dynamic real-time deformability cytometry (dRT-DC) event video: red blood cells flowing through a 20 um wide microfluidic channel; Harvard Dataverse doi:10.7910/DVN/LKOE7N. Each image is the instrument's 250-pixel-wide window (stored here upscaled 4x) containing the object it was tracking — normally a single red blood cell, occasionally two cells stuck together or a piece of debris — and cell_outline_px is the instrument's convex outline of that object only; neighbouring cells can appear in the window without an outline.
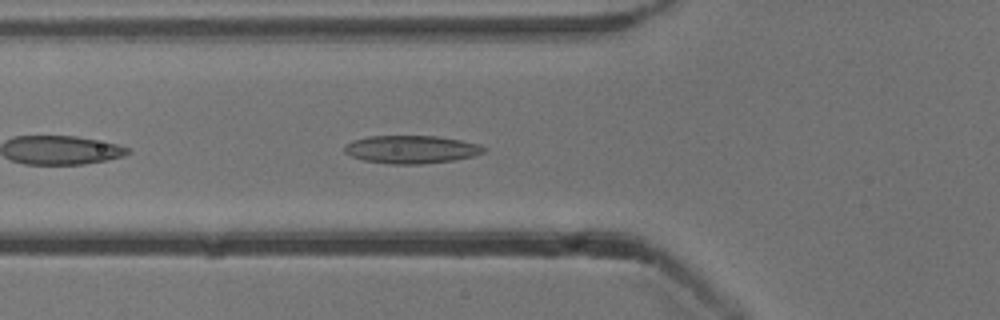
{"species": "common noctule bat (a hibernating species)", "species_latin": "Nyctalus noctula", "temperature_condition": "cold", "stored_images_in_passage": 19, "camera_frame_rate_fps": 3000, "um_per_image_px": 0.085, "animal": {"sex": "male", "body_mass_g": 13.3}, "frame": {"image": 1, "passage_image": 5, "time_ms": 1.333, "image_size_px": [1000, 320], "cell_outline_px": [[488, 148], [484, 152], [472, 156], [452, 160], [420, 164], [388, 164], [364, 160], [352, 156], [344, 152], [344, 148], [352, 140], [368, 136], [436, 136], [460, 140], [480, 144]], "centroid_in_image_um": [34.97, 12.69], "position_along_channel_um": 90.8, "area_um2": 22.6}}
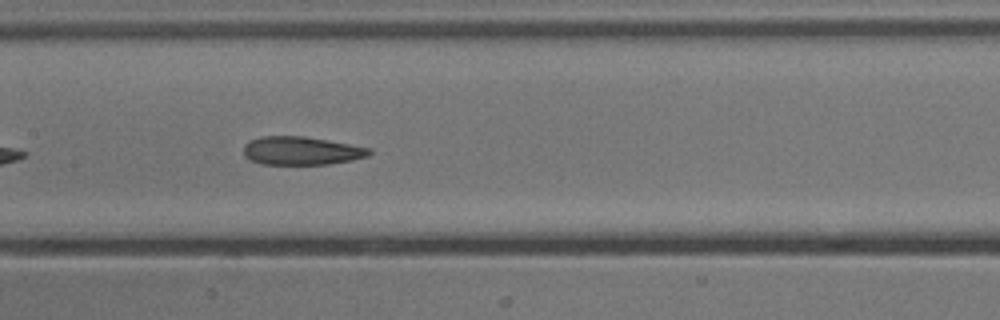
{"frame": {"image": 2, "passage_image": 12, "time_ms": 3.667, "image_size_px": [1000, 320], "cell_outline_px": [[372, 152], [368, 156], [352, 160], [328, 164], [260, 164], [244, 156], [244, 144], [248, 140], [260, 136], [304, 136], [372, 148]], "centroid_in_image_um": [25.6, 12.81], "position_along_channel_um": 181.8, "area_um2": 20.81}}
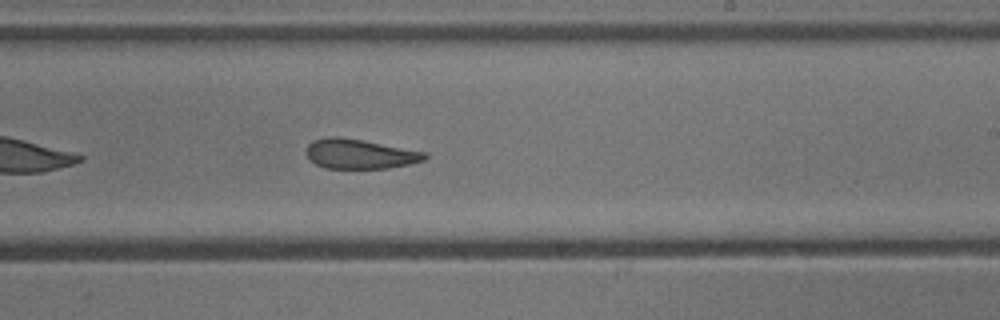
{"frame": {"image": 3, "passage_image": 18, "time_ms": 5.667, "image_size_px": [1000, 320], "cell_outline_px": [[428, 156], [424, 160], [408, 164], [388, 168], [324, 168], [308, 160], [304, 152], [308, 144], [312, 140], [328, 136], [340, 136], [364, 140], [428, 152]], "centroid_in_image_um": [30.54, 13.07], "position_along_channel_um": 258.5, "area_um2": 20.87}}